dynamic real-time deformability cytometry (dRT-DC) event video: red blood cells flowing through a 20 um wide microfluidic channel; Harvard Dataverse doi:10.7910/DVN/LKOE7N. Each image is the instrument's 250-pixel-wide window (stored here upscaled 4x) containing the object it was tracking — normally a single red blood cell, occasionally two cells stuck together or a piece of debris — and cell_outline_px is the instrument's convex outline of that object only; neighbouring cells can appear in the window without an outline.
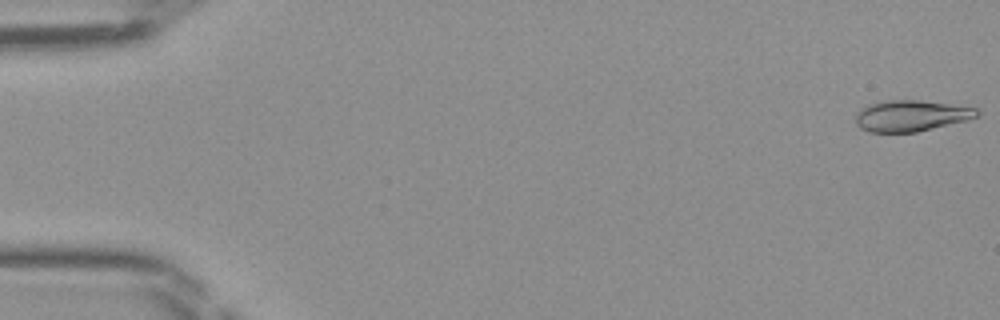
{"species": "Egyptian fruit bat (a non-hibernating species)", "species_latin": "Rousettus aegyptiacus", "temperature_condition": "room temperature", "stored_images_in_passage": 10, "camera_frame_rate_fps": 3000, "um_per_image_px": 0.085, "frame": {"image": 1, "passage_image": 1, "time_ms": 0.0, "image_size_px": [1000, 320], "cell_outline_px": [[980, 112], [976, 116], [968, 120], [916, 132], [868, 132], [860, 128], [856, 124], [856, 112], [860, 108], [876, 100], [920, 100], [976, 108]], "centroid_in_image_um": [77.37, 9.83], "position_along_channel_um": 7.6, "area_um2": 22.14}}